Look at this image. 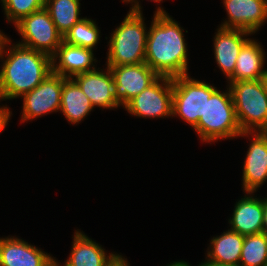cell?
I'll list each match as a JSON object with an SVG mask.
<instances>
[{
  "label": "cell",
  "instance_id": "4",
  "mask_svg": "<svg viewBox=\"0 0 267 266\" xmlns=\"http://www.w3.org/2000/svg\"><path fill=\"white\" fill-rule=\"evenodd\" d=\"M193 129L200 140L206 143L242 134L229 87L225 92L216 89L210 98H206L204 117H200Z\"/></svg>",
  "mask_w": 267,
  "mask_h": 266
},
{
  "label": "cell",
  "instance_id": "13",
  "mask_svg": "<svg viewBox=\"0 0 267 266\" xmlns=\"http://www.w3.org/2000/svg\"><path fill=\"white\" fill-rule=\"evenodd\" d=\"M105 68L106 71L95 69L75 75L71 79L88 97L94 108H118L121 105L115 99L114 77L109 67Z\"/></svg>",
  "mask_w": 267,
  "mask_h": 266
},
{
  "label": "cell",
  "instance_id": "24",
  "mask_svg": "<svg viewBox=\"0 0 267 266\" xmlns=\"http://www.w3.org/2000/svg\"><path fill=\"white\" fill-rule=\"evenodd\" d=\"M240 266H267V235L244 236Z\"/></svg>",
  "mask_w": 267,
  "mask_h": 266
},
{
  "label": "cell",
  "instance_id": "5",
  "mask_svg": "<svg viewBox=\"0 0 267 266\" xmlns=\"http://www.w3.org/2000/svg\"><path fill=\"white\" fill-rule=\"evenodd\" d=\"M242 132L267 128V92L262 79L228 82Z\"/></svg>",
  "mask_w": 267,
  "mask_h": 266
},
{
  "label": "cell",
  "instance_id": "29",
  "mask_svg": "<svg viewBox=\"0 0 267 266\" xmlns=\"http://www.w3.org/2000/svg\"><path fill=\"white\" fill-rule=\"evenodd\" d=\"M262 233L267 235V198H264V216H263Z\"/></svg>",
  "mask_w": 267,
  "mask_h": 266
},
{
  "label": "cell",
  "instance_id": "6",
  "mask_svg": "<svg viewBox=\"0 0 267 266\" xmlns=\"http://www.w3.org/2000/svg\"><path fill=\"white\" fill-rule=\"evenodd\" d=\"M216 89L189 75L174 77L172 117L178 116L194 128L200 117H204L206 98H210Z\"/></svg>",
  "mask_w": 267,
  "mask_h": 266
},
{
  "label": "cell",
  "instance_id": "33",
  "mask_svg": "<svg viewBox=\"0 0 267 266\" xmlns=\"http://www.w3.org/2000/svg\"><path fill=\"white\" fill-rule=\"evenodd\" d=\"M262 132L267 137V128H265Z\"/></svg>",
  "mask_w": 267,
  "mask_h": 266
},
{
  "label": "cell",
  "instance_id": "25",
  "mask_svg": "<svg viewBox=\"0 0 267 266\" xmlns=\"http://www.w3.org/2000/svg\"><path fill=\"white\" fill-rule=\"evenodd\" d=\"M4 15L14 25L23 17L45 8V0H1Z\"/></svg>",
  "mask_w": 267,
  "mask_h": 266
},
{
  "label": "cell",
  "instance_id": "15",
  "mask_svg": "<svg viewBox=\"0 0 267 266\" xmlns=\"http://www.w3.org/2000/svg\"><path fill=\"white\" fill-rule=\"evenodd\" d=\"M93 51L62 41L56 53L51 57L52 72L65 78H72L75 75L95 70L94 63L97 60Z\"/></svg>",
  "mask_w": 267,
  "mask_h": 266
},
{
  "label": "cell",
  "instance_id": "2",
  "mask_svg": "<svg viewBox=\"0 0 267 266\" xmlns=\"http://www.w3.org/2000/svg\"><path fill=\"white\" fill-rule=\"evenodd\" d=\"M11 43L5 36L0 45V58L3 60L0 69V101L22 97L52 71L49 55L18 43L11 46ZM8 45L10 48H7Z\"/></svg>",
  "mask_w": 267,
  "mask_h": 266
},
{
  "label": "cell",
  "instance_id": "21",
  "mask_svg": "<svg viewBox=\"0 0 267 266\" xmlns=\"http://www.w3.org/2000/svg\"><path fill=\"white\" fill-rule=\"evenodd\" d=\"M93 105L80 89V87L71 79L63 80L60 112L63 113L66 120L71 124L80 123L93 110Z\"/></svg>",
  "mask_w": 267,
  "mask_h": 266
},
{
  "label": "cell",
  "instance_id": "19",
  "mask_svg": "<svg viewBox=\"0 0 267 266\" xmlns=\"http://www.w3.org/2000/svg\"><path fill=\"white\" fill-rule=\"evenodd\" d=\"M265 54L262 45L250 38L241 48L234 73L228 78V82L262 79L267 71L263 69Z\"/></svg>",
  "mask_w": 267,
  "mask_h": 266
},
{
  "label": "cell",
  "instance_id": "9",
  "mask_svg": "<svg viewBox=\"0 0 267 266\" xmlns=\"http://www.w3.org/2000/svg\"><path fill=\"white\" fill-rule=\"evenodd\" d=\"M64 76L49 73L33 90L24 94L21 122L60 111Z\"/></svg>",
  "mask_w": 267,
  "mask_h": 266
},
{
  "label": "cell",
  "instance_id": "16",
  "mask_svg": "<svg viewBox=\"0 0 267 266\" xmlns=\"http://www.w3.org/2000/svg\"><path fill=\"white\" fill-rule=\"evenodd\" d=\"M214 36V57L217 66L226 78H229L235 70L236 60L243 45L250 39V32L239 29H227L219 27ZM246 36V37H245Z\"/></svg>",
  "mask_w": 267,
  "mask_h": 266
},
{
  "label": "cell",
  "instance_id": "27",
  "mask_svg": "<svg viewBox=\"0 0 267 266\" xmlns=\"http://www.w3.org/2000/svg\"><path fill=\"white\" fill-rule=\"evenodd\" d=\"M123 2H127L128 4L131 3L132 7H130V10L129 11H132V12H142V7L140 6L138 0H122Z\"/></svg>",
  "mask_w": 267,
  "mask_h": 266
},
{
  "label": "cell",
  "instance_id": "10",
  "mask_svg": "<svg viewBox=\"0 0 267 266\" xmlns=\"http://www.w3.org/2000/svg\"><path fill=\"white\" fill-rule=\"evenodd\" d=\"M108 67L114 77L115 99L123 107L160 77L145 62Z\"/></svg>",
  "mask_w": 267,
  "mask_h": 266
},
{
  "label": "cell",
  "instance_id": "32",
  "mask_svg": "<svg viewBox=\"0 0 267 266\" xmlns=\"http://www.w3.org/2000/svg\"><path fill=\"white\" fill-rule=\"evenodd\" d=\"M5 36H6L5 33L1 32V30H0V45H1V42Z\"/></svg>",
  "mask_w": 267,
  "mask_h": 266
},
{
  "label": "cell",
  "instance_id": "31",
  "mask_svg": "<svg viewBox=\"0 0 267 266\" xmlns=\"http://www.w3.org/2000/svg\"><path fill=\"white\" fill-rule=\"evenodd\" d=\"M262 81L264 83V86H265V89L267 92V71H266L265 75L263 76Z\"/></svg>",
  "mask_w": 267,
  "mask_h": 266
},
{
  "label": "cell",
  "instance_id": "28",
  "mask_svg": "<svg viewBox=\"0 0 267 266\" xmlns=\"http://www.w3.org/2000/svg\"><path fill=\"white\" fill-rule=\"evenodd\" d=\"M110 266H130V264L126 258L119 255Z\"/></svg>",
  "mask_w": 267,
  "mask_h": 266
},
{
  "label": "cell",
  "instance_id": "7",
  "mask_svg": "<svg viewBox=\"0 0 267 266\" xmlns=\"http://www.w3.org/2000/svg\"><path fill=\"white\" fill-rule=\"evenodd\" d=\"M22 37L18 44L45 53L52 57L63 41L49 12L43 8L23 17L15 25Z\"/></svg>",
  "mask_w": 267,
  "mask_h": 266
},
{
  "label": "cell",
  "instance_id": "20",
  "mask_svg": "<svg viewBox=\"0 0 267 266\" xmlns=\"http://www.w3.org/2000/svg\"><path fill=\"white\" fill-rule=\"evenodd\" d=\"M243 243V235L228 229L211 239L205 260L211 263L239 265Z\"/></svg>",
  "mask_w": 267,
  "mask_h": 266
},
{
  "label": "cell",
  "instance_id": "17",
  "mask_svg": "<svg viewBox=\"0 0 267 266\" xmlns=\"http://www.w3.org/2000/svg\"><path fill=\"white\" fill-rule=\"evenodd\" d=\"M244 193L245 196L236 202L228 221L230 230L243 236L262 233L264 199L253 197V192Z\"/></svg>",
  "mask_w": 267,
  "mask_h": 266
},
{
  "label": "cell",
  "instance_id": "3",
  "mask_svg": "<svg viewBox=\"0 0 267 266\" xmlns=\"http://www.w3.org/2000/svg\"><path fill=\"white\" fill-rule=\"evenodd\" d=\"M142 12L129 11L109 40L106 66L136 65L145 62L148 31Z\"/></svg>",
  "mask_w": 267,
  "mask_h": 266
},
{
  "label": "cell",
  "instance_id": "8",
  "mask_svg": "<svg viewBox=\"0 0 267 266\" xmlns=\"http://www.w3.org/2000/svg\"><path fill=\"white\" fill-rule=\"evenodd\" d=\"M173 78L160 76L123 108L131 116L142 118L172 117Z\"/></svg>",
  "mask_w": 267,
  "mask_h": 266
},
{
  "label": "cell",
  "instance_id": "18",
  "mask_svg": "<svg viewBox=\"0 0 267 266\" xmlns=\"http://www.w3.org/2000/svg\"><path fill=\"white\" fill-rule=\"evenodd\" d=\"M73 238L70 255L63 266H110L120 255L114 252L108 255L100 244L79 230H75ZM58 263L56 259V266H62Z\"/></svg>",
  "mask_w": 267,
  "mask_h": 266
},
{
  "label": "cell",
  "instance_id": "34",
  "mask_svg": "<svg viewBox=\"0 0 267 266\" xmlns=\"http://www.w3.org/2000/svg\"><path fill=\"white\" fill-rule=\"evenodd\" d=\"M150 1H155L156 3H157V2L160 3L162 0H150Z\"/></svg>",
  "mask_w": 267,
  "mask_h": 266
},
{
  "label": "cell",
  "instance_id": "30",
  "mask_svg": "<svg viewBox=\"0 0 267 266\" xmlns=\"http://www.w3.org/2000/svg\"><path fill=\"white\" fill-rule=\"evenodd\" d=\"M198 266H240V265L211 263V262L205 260L201 264H199Z\"/></svg>",
  "mask_w": 267,
  "mask_h": 266
},
{
  "label": "cell",
  "instance_id": "14",
  "mask_svg": "<svg viewBox=\"0 0 267 266\" xmlns=\"http://www.w3.org/2000/svg\"><path fill=\"white\" fill-rule=\"evenodd\" d=\"M0 266H56V259L26 241L0 238Z\"/></svg>",
  "mask_w": 267,
  "mask_h": 266
},
{
  "label": "cell",
  "instance_id": "1",
  "mask_svg": "<svg viewBox=\"0 0 267 266\" xmlns=\"http://www.w3.org/2000/svg\"><path fill=\"white\" fill-rule=\"evenodd\" d=\"M184 28L162 7H156L148 30L145 63L159 76L188 75V49Z\"/></svg>",
  "mask_w": 267,
  "mask_h": 266
},
{
  "label": "cell",
  "instance_id": "22",
  "mask_svg": "<svg viewBox=\"0 0 267 266\" xmlns=\"http://www.w3.org/2000/svg\"><path fill=\"white\" fill-rule=\"evenodd\" d=\"M45 9L63 37L83 19L79 17L80 0H45Z\"/></svg>",
  "mask_w": 267,
  "mask_h": 266
},
{
  "label": "cell",
  "instance_id": "23",
  "mask_svg": "<svg viewBox=\"0 0 267 266\" xmlns=\"http://www.w3.org/2000/svg\"><path fill=\"white\" fill-rule=\"evenodd\" d=\"M100 30L95 21L83 18L76 23L63 37V41L71 45L93 50L100 40Z\"/></svg>",
  "mask_w": 267,
  "mask_h": 266
},
{
  "label": "cell",
  "instance_id": "12",
  "mask_svg": "<svg viewBox=\"0 0 267 266\" xmlns=\"http://www.w3.org/2000/svg\"><path fill=\"white\" fill-rule=\"evenodd\" d=\"M252 140L248 148L242 175L244 192H256L267 180V137L263 132H242L239 137Z\"/></svg>",
  "mask_w": 267,
  "mask_h": 266
},
{
  "label": "cell",
  "instance_id": "26",
  "mask_svg": "<svg viewBox=\"0 0 267 266\" xmlns=\"http://www.w3.org/2000/svg\"><path fill=\"white\" fill-rule=\"evenodd\" d=\"M12 112L10 111V108L7 107V105L2 107L0 106V133L4 130V128L7 126Z\"/></svg>",
  "mask_w": 267,
  "mask_h": 266
},
{
  "label": "cell",
  "instance_id": "11",
  "mask_svg": "<svg viewBox=\"0 0 267 266\" xmlns=\"http://www.w3.org/2000/svg\"><path fill=\"white\" fill-rule=\"evenodd\" d=\"M227 19L220 27L256 33L267 22V0H223Z\"/></svg>",
  "mask_w": 267,
  "mask_h": 266
}]
</instances>
